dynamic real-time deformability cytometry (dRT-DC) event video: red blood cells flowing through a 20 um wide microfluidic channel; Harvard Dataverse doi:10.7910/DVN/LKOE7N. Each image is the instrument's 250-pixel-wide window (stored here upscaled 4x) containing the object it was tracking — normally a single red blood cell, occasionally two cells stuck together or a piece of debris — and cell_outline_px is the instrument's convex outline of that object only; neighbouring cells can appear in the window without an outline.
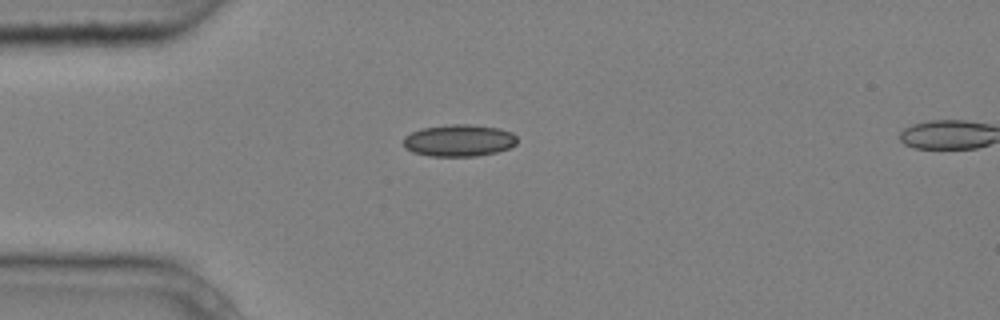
{"species": "common noctule bat (a hibernating species)", "species_latin": "Nyctalus noctula", "temperature_condition": "cold", "stored_images_in_passage": 5, "camera_frame_rate_fps": 3000, "um_per_image_px": 0.085, "animal": {"sex": "male", "body_mass_g": 20.4}, "frame": {"image": 1, "passage_image": 4, "time_ms": 1.0, "image_size_px": [1000, 320], "cell_outline_px": [[516, 144], [508, 148], [496, 152], [476, 156], [428, 156], [412, 152], [404, 148], [404, 136], [420, 128], [452, 124], [472, 124], [500, 128], [512, 132], [516, 136]], "centroid_in_image_um": [39.0, 11.93], "position_along_channel_um": 46.0, "area_um2": 21.33}}